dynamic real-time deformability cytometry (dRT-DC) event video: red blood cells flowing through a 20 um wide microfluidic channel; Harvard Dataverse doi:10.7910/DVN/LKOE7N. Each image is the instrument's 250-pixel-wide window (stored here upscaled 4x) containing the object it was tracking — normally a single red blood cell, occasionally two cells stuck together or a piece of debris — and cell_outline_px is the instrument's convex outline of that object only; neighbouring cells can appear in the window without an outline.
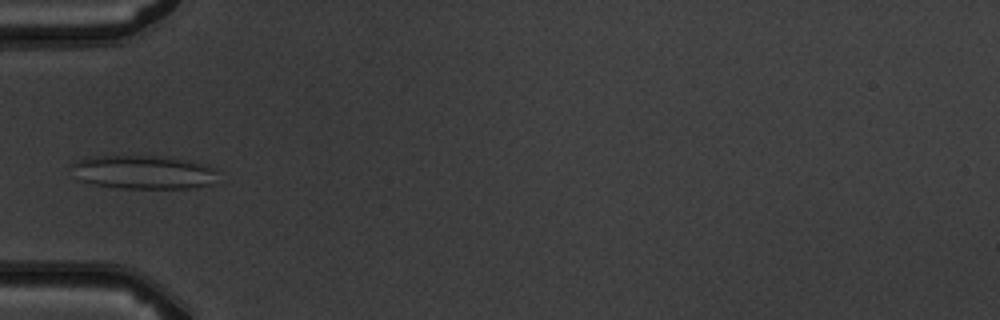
{"species": "common noctule bat (a hibernating species)", "species_latin": "Nyctalus noctula", "temperature_condition": "warm", "stored_images_in_passage": 5, "camera_frame_rate_fps": 3000, "um_per_image_px": 0.085, "animal": {"sex": "male", "body_mass_g": 19.5, "forearm_length_mm": 54.6}, "frame": {"image": 1, "passage_image": 4, "time_ms": 3.667, "image_size_px": [1000, 320], "cell_outline_px": [[216, 172], [212, 184], [196, 188], [120, 188], [92, 184], [80, 180], [72, 164], [88, 156], [156, 156], [192, 160], [204, 164], [212, 168]], "centroid_in_image_um": [12.22, 14.63], "position_along_channel_um": 72.8, "area_um2": 28.44}}